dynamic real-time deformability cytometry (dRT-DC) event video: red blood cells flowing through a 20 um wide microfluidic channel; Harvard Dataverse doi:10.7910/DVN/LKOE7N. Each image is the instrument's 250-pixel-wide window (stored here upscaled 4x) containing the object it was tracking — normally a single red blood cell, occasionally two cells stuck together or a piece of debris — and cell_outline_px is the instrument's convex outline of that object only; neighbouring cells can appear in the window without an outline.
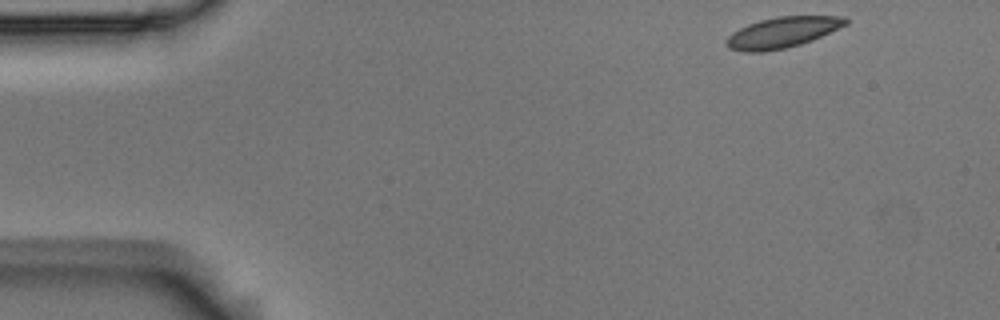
{"species": "Egyptian fruit bat (a non-hibernating species)", "species_latin": "Rousettus aegyptiacus", "temperature_condition": "room temperature", "stored_images_in_passage": 4, "segment_of_instrument_passage": [1, 2], "camera_frame_rate_fps": 3000, "um_per_image_px": 0.085, "animal": {"sex": "male"}, "frame": {"image": 1, "passage_image": 1, "time_ms": 0.0, "image_size_px": [1000, 320], "cell_outline_px": [[848, 24], [812, 40], [800, 44], [784, 48], [764, 52], [744, 52], [728, 48], [724, 44], [724, 40], [732, 32], [748, 24], [760, 20], [776, 16], [844, 16], [848, 20]], "centroid_in_image_um": [66.46, 2.76], "position_along_channel_um": 18.5, "area_um2": 21.44}}
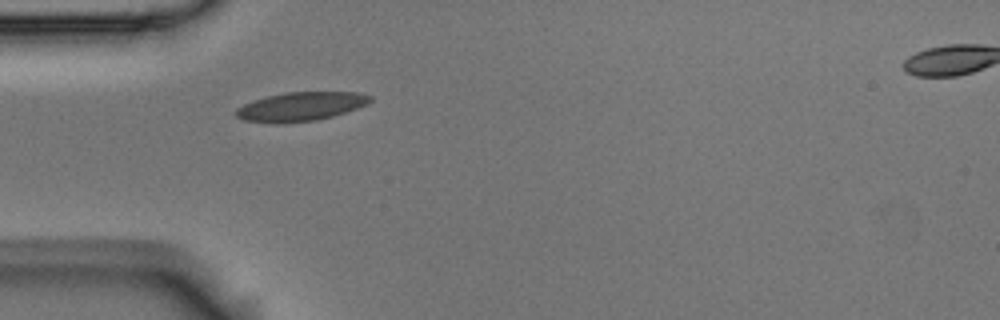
{"frame": {"image": 2, "passage_image": 3, "time_ms": 0.667, "image_size_px": [1000, 320], "cell_outline_px": [[372, 100], [368, 104], [332, 116], [316, 120], [276, 124], [244, 120], [236, 116], [236, 108], [244, 104], [268, 96], [284, 92], [360, 92], [372, 96]], "centroid_in_image_um": [25.57, 9.05], "position_along_channel_um": 59.4, "area_um2": 22.48}}